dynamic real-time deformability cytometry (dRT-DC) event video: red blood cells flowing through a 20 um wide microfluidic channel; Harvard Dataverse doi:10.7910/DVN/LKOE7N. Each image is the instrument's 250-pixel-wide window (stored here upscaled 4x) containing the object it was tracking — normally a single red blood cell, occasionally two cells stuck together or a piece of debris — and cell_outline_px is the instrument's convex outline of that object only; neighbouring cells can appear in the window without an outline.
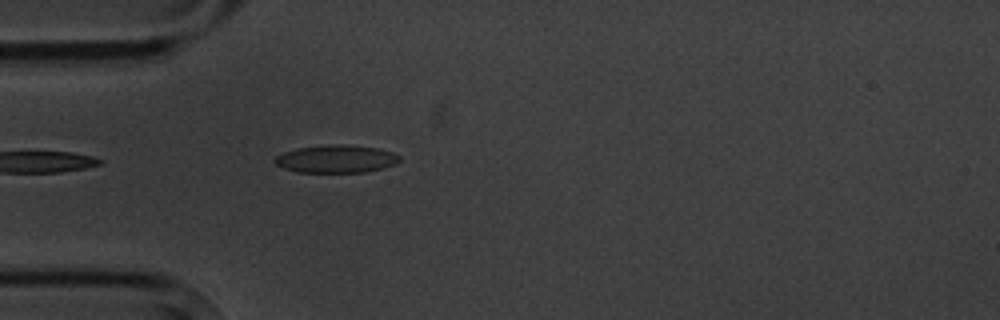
{"species": "common noctule bat (a hibernating species)", "species_latin": "Nyctalus noctula", "temperature_condition": "cold", "stored_images_in_passage": 4, "camera_frame_rate_fps": 3000, "um_per_image_px": 0.085, "animal": {"sex": "male", "body_mass_g": 20.1, "forearm_length_mm": 53.5}, "frame": {"image": 1, "passage_image": 4, "time_ms": 4.333, "image_size_px": [1000, 320], "cell_outline_px": [[400, 160], [396, 164], [364, 172], [296, 172], [284, 168], [276, 164], [272, 160], [276, 156], [284, 152], [296, 148], [332, 144], [344, 144], [376, 148], [392, 152], [400, 156]], "centroid_in_image_um": [28.55, 13.5], "position_along_channel_um": 56.5, "area_um2": 20.11}}